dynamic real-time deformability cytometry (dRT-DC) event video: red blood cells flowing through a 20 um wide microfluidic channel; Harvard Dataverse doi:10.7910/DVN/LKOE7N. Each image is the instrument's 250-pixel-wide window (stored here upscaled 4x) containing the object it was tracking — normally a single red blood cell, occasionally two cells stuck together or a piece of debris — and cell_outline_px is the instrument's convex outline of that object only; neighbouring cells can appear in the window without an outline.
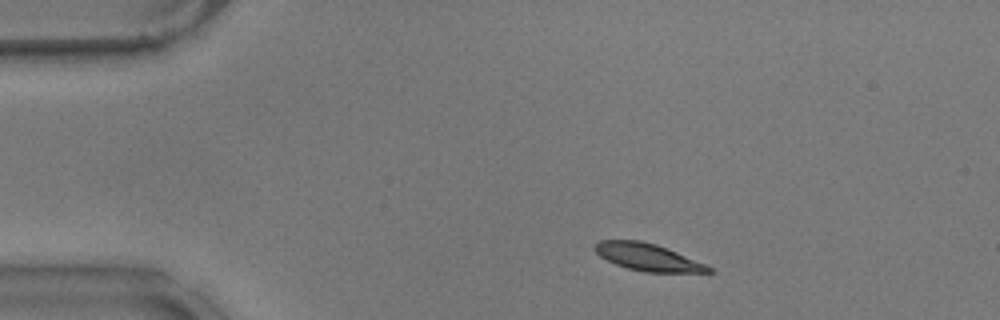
{"species": "common noctule bat (a hibernating species)", "species_latin": "Nyctalus noctula", "temperature_condition": "warm", "stored_images_in_passage": 50, "camera_frame_rate_fps": 3000, "um_per_image_px": 0.085, "animal": {"sex": "male", "body_mass_g": 17.9}, "frame": {"image": 1, "passage_image": 5, "time_ms": 1.333, "image_size_px": [1000, 320], "cell_outline_px": [[712, 272], [644, 272], [628, 268], [616, 264], [600, 256], [592, 248], [600, 240], [640, 240], [656, 244], [676, 252], [704, 264], [712, 268]], "centroid_in_image_um": [55.01, 21.85], "position_along_channel_um": 30.0, "area_um2": 17.69}}
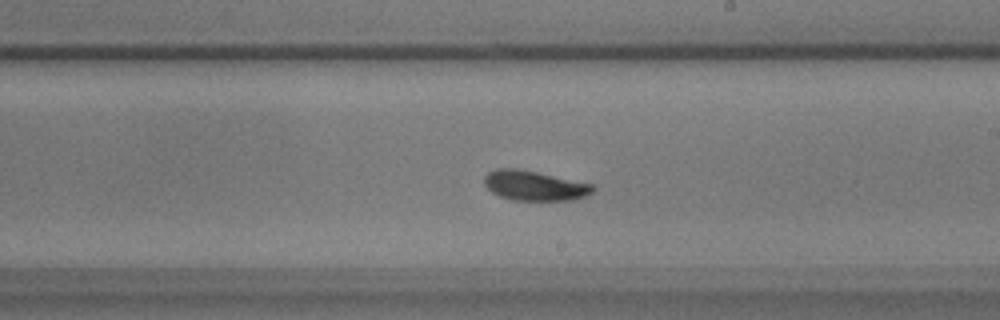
{"frame": {"image": 2, "passage_image": 27, "time_ms": 8.667, "image_size_px": [1000, 320], "cell_outline_px": [[596, 188], [592, 192], [584, 196], [572, 200], [512, 200], [500, 196], [492, 192], [484, 184], [484, 176], [488, 172], [496, 168], [516, 168], [536, 172], [592, 184]], "centroid_in_image_um": [45.4, 15.78], "position_along_channel_um": 243.6, "area_um2": 18.73}}
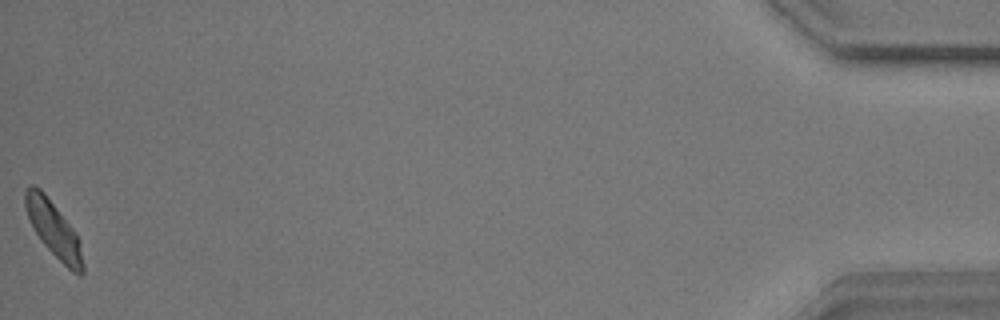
{"frame": {"image": 3, "passage_image": 50, "time_ms": 16.333, "image_size_px": [1000, 320], "cell_outline_px": [[84, 272], [80, 276], [72, 272], [40, 240], [28, 216], [24, 204], [24, 192], [32, 184], [40, 188], [44, 192], [72, 228], [80, 240], [84, 264]], "centroid_in_image_um": [4.58, 19.5], "position_along_channel_um": 430.6, "area_um2": 18.38}, "authors_computed_cell_mechanics": {"area_um2": 18.496, "velocity_mm_per_s": 3.6818, "shape_relaxation_time_tau1_ms": 2.7299, "shape_relaxation_time_tau2_ms": 5.4038, "deformation_change_tau1": 0.1167, "deformation_change_tau2": 0.1048}}